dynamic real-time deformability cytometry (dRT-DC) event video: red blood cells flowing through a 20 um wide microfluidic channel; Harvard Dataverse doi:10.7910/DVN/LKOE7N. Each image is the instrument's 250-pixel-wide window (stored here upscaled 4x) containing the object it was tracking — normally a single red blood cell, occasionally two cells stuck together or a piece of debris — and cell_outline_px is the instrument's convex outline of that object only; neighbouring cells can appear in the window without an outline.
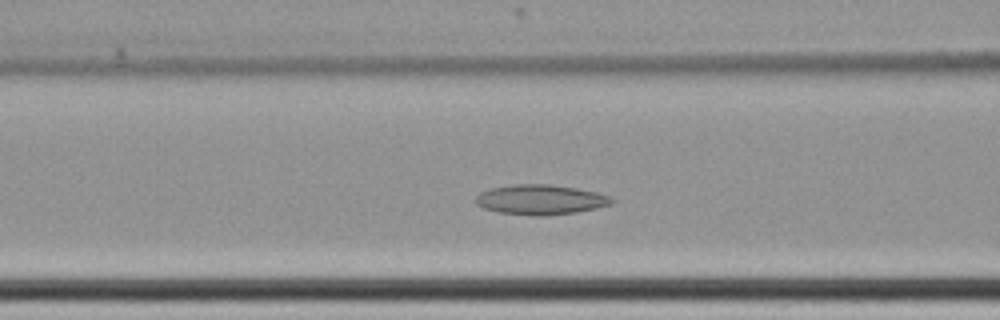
{"species": "common noctule bat (a hibernating species)", "species_latin": "Nyctalus noctula", "temperature_condition": "cold", "stored_images_in_passage": 46, "camera_frame_rate_fps": 3000, "um_per_image_px": 0.085, "animal": {"sex": "female", "body_mass_g": 22.7, "forearm_length_mm": 54.2}, "frame": {"image": 1, "passage_image": 11, "time_ms": 3.333, "image_size_px": [1000, 320], "cell_outline_px": [[616, 200], [612, 204], [596, 208], [576, 212], [544, 216], [532, 216], [500, 212], [484, 208], [476, 204], [476, 196], [480, 192], [492, 188], [512, 184], [548, 184], [576, 188], [596, 192], [608, 196]], "centroid_in_image_um": [45.95, 16.97], "position_along_channel_um": 120.7, "area_um2": 23.7}}
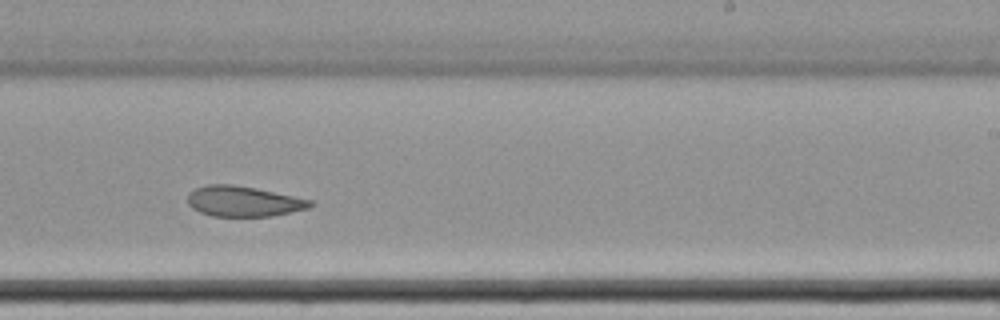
{"frame": {"image": 2, "passage_image": 24, "time_ms": 7.667, "image_size_px": [1000, 320], "cell_outline_px": [[316, 204], [308, 208], [272, 216], [212, 216], [200, 212], [192, 208], [188, 204], [188, 192], [196, 188], [208, 184], [232, 184], [256, 188], [312, 200]], "centroid_in_image_um": [20.69, 17.11], "position_along_channel_um": 268.3, "area_um2": 21.73}}
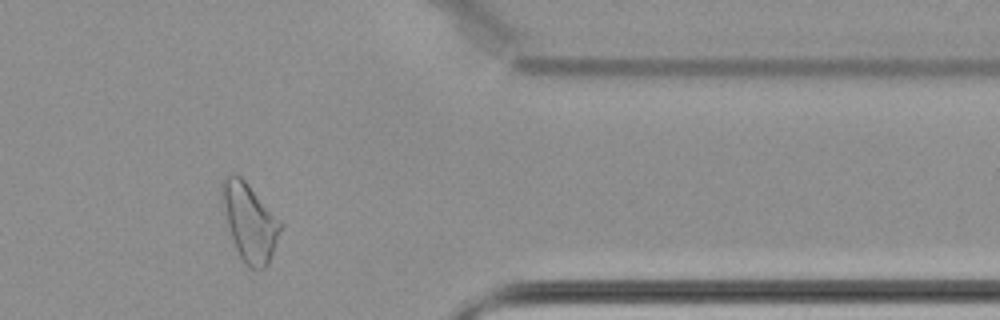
{"frame": {"image": 3, "passage_image": 36, "time_ms": 11.667, "image_size_px": [1000, 320], "cell_outline_px": [[280, 232], [268, 264], [264, 268], [248, 268], [244, 264], [236, 248], [220, 200], [220, 184], [224, 176], [232, 172], [236, 172], [244, 180], [280, 220]], "centroid_in_image_um": [21.17, 18.83], "position_along_channel_um": 390.2, "area_um2": 26.13}}